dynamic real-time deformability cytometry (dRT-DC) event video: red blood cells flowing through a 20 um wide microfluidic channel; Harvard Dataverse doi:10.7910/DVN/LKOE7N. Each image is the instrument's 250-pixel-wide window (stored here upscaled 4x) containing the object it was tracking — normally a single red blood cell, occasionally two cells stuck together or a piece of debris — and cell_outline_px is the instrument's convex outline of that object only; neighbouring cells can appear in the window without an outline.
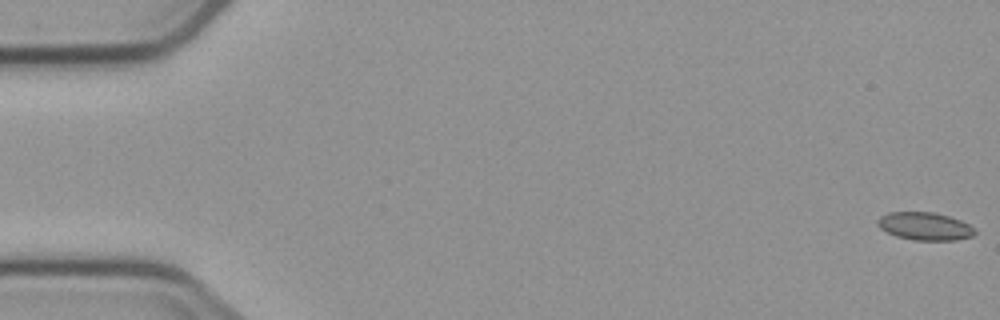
{"species": "common noctule bat (a hibernating species)", "species_latin": "Nyctalus noctula", "temperature_condition": "cold", "stored_images_in_passage": 7, "camera_frame_rate_fps": 3000, "um_per_image_px": 0.085, "animal": {"sex": "male", "body_mass_g": 23.1, "forearm_length_mm": 52.7}, "frame": {"image": 1, "passage_image": 1, "time_ms": 0.0, "image_size_px": [1000, 320], "cell_outline_px": [[976, 232], [972, 236], [956, 240], [916, 240], [896, 236], [880, 228], [876, 224], [876, 220], [880, 216], [888, 212], [932, 212], [948, 216], [960, 220], [976, 228]], "centroid_in_image_um": [78.6, 19.22], "position_along_channel_um": 6.4, "area_um2": 15.78}}
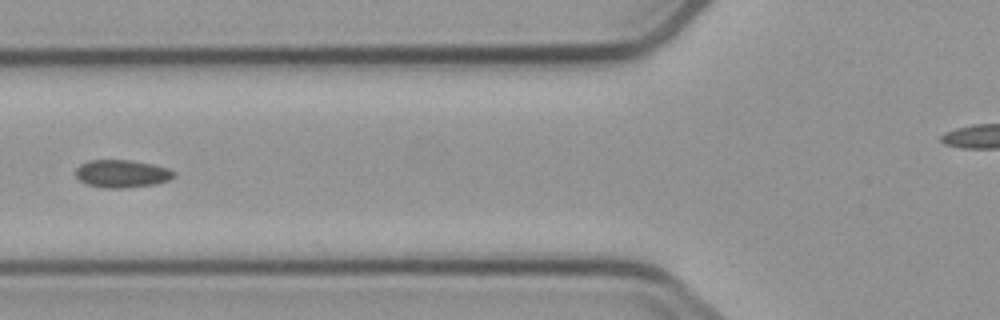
{"frame": {"image": 2, "passage_image": 6, "time_ms": 7.0, "image_size_px": [1000, 320], "cell_outline_px": [[176, 176], [168, 180], [156, 184], [124, 188], [104, 188], [88, 184], [80, 180], [76, 176], [76, 168], [80, 164], [88, 160], [132, 160], [152, 164], [168, 168], [176, 172]], "centroid_in_image_um": [10.38, 14.76], "position_along_channel_um": 115.4, "area_um2": 15.95}}
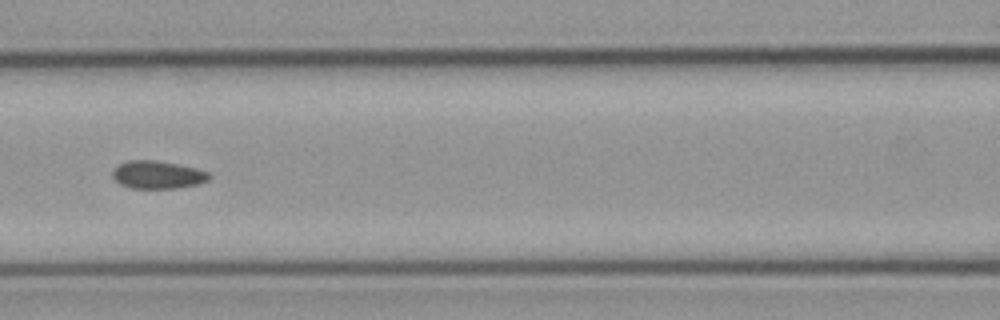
{"frame": {"image": 3, "passage_image": 7, "time_ms": 8.0, "image_size_px": [1000, 320], "cell_outline_px": [[212, 176], [208, 180], [200, 184], [176, 188], [132, 188], [120, 184], [112, 176], [112, 172], [120, 164], [128, 160], [156, 160], [196, 168], [208, 172]], "centroid_in_image_um": [13.43, 14.86], "position_along_channel_um": 153.2, "area_um2": 15.61}}